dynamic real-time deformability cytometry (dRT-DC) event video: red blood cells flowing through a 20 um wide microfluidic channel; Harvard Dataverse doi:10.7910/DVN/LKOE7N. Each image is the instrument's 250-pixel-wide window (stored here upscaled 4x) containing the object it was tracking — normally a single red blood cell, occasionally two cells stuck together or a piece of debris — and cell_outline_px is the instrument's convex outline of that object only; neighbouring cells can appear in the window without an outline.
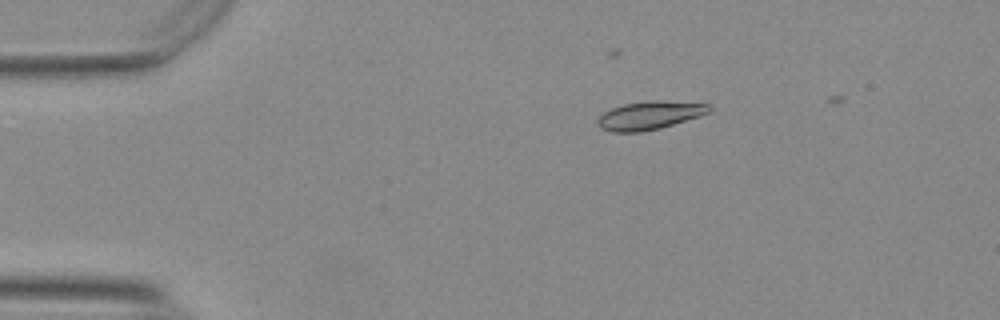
{"species": "Egyptian fruit bat (a non-hibernating species)", "species_latin": "Rousettus aegyptiacus", "temperature_condition": "warm", "stored_images_in_passage": 13, "camera_frame_rate_fps": 3000, "um_per_image_px": 0.085, "animal": {"sex": "female"}, "frame": {"image": 1, "passage_image": 6, "time_ms": 1.667, "image_size_px": [1000, 320], "cell_outline_px": [[712, 108], [708, 112], [700, 116], [660, 128], [640, 132], [612, 132], [600, 128], [596, 124], [596, 120], [604, 112], [612, 108], [624, 104], [648, 100], [660, 100], [712, 104]], "centroid_in_image_um": [55.21, 9.8], "position_along_channel_um": 29.8, "area_um2": 18.5}}